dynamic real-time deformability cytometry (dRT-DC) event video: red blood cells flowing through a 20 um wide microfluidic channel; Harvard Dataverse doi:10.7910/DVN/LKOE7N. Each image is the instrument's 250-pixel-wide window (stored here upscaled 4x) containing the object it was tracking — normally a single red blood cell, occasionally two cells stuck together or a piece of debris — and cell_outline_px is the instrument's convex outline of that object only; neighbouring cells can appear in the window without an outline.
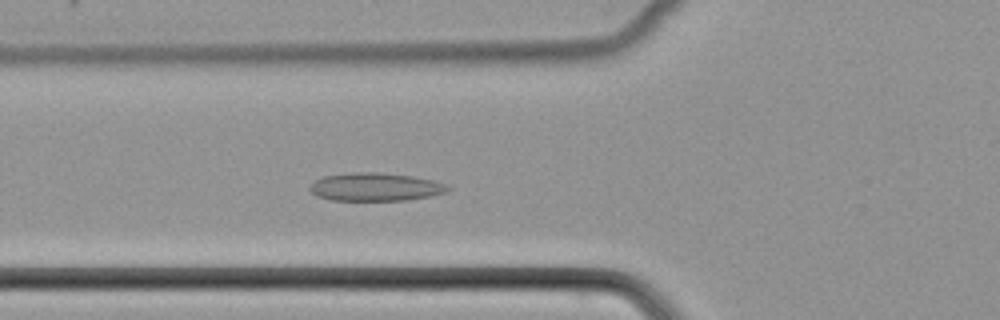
{"species": "common noctule bat (a hibernating species)", "species_latin": "Nyctalus noctula", "temperature_condition": "cold", "stored_images_in_passage": 35, "camera_frame_rate_fps": 3000, "um_per_image_px": 0.085, "animal": {"sex": "female", "body_mass_g": 22.7, "forearm_length_mm": 54.2}, "frame": {"image": 1, "passage_image": 3, "time_ms": 0.667, "image_size_px": [1000, 320], "cell_outline_px": [[452, 188], [444, 192], [432, 196], [404, 200], [328, 200], [312, 192], [308, 188], [316, 180], [324, 176], [356, 172], [372, 172], [412, 176], [432, 180], [444, 184]], "centroid_in_image_um": [31.91, 15.89], "position_along_channel_um": 93.9, "area_um2": 22.25}}
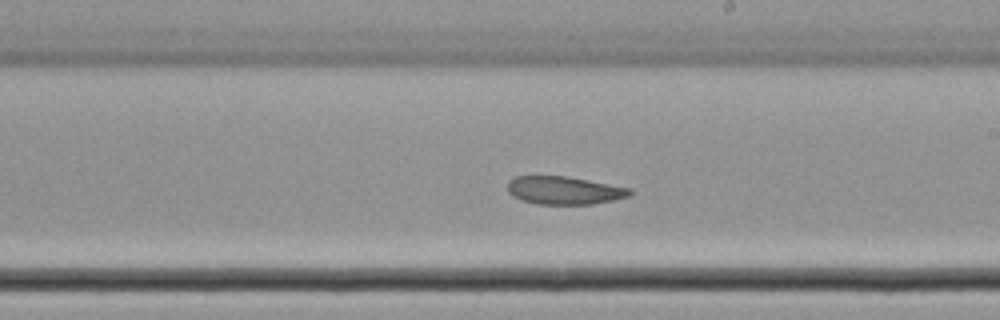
{"frame": {"image": 2, "passage_image": 14, "time_ms": 4.333, "image_size_px": [1000, 320], "cell_outline_px": [[632, 196], [592, 204], [536, 204], [520, 200], [512, 196], [508, 192], [508, 180], [516, 176], [568, 176], [632, 188]], "centroid_in_image_um": [47.96, 16.18], "position_along_channel_um": 241.0, "area_um2": 20.17}}
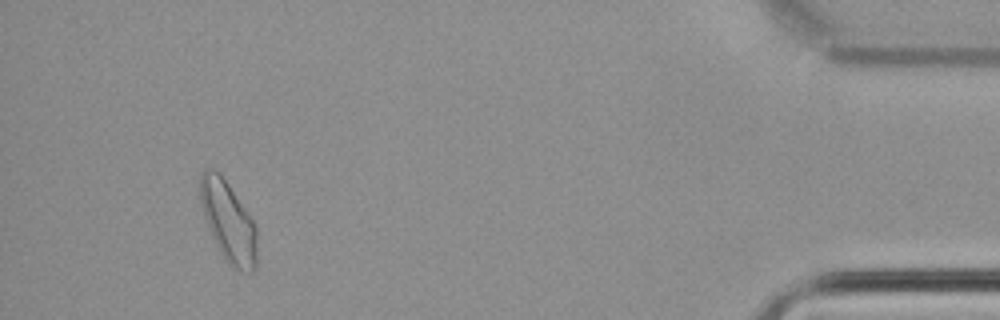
{"frame": {"image": 3, "passage_image": 32, "time_ms": 10.333, "image_size_px": [1000, 320], "cell_outline_px": [[256, 268], [252, 272], [240, 272], [228, 264], [224, 260], [208, 228], [204, 216], [200, 200], [200, 172], [204, 168], [216, 168], [220, 172], [256, 224]], "centroid_in_image_um": [19.4, 18.82], "position_along_channel_um": 415.8, "area_um2": 26.93}}